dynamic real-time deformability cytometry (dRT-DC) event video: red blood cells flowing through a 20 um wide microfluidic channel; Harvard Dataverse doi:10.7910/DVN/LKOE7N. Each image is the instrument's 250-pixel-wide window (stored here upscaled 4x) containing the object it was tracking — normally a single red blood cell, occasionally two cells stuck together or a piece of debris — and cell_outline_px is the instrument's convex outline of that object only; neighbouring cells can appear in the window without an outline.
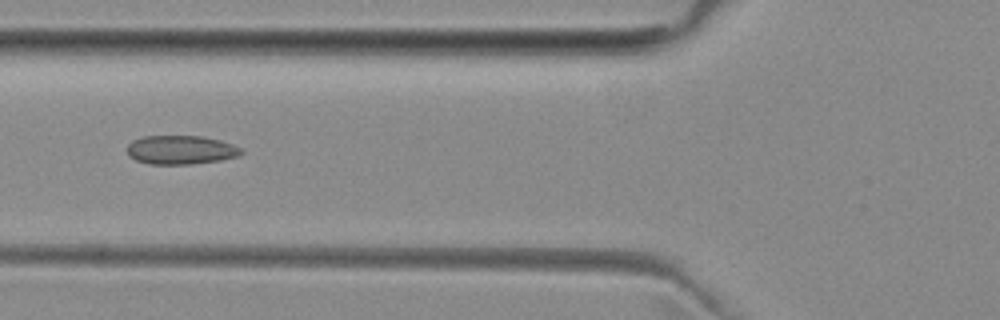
{"species": "common noctule bat (a hibernating species)", "species_latin": "Nyctalus noctula", "temperature_condition": "room temperature", "stored_images_in_passage": 5, "camera_frame_rate_fps": 3000, "um_per_image_px": 0.085, "animal": {"sex": "female", "body_mass_g": 29.2, "forearm_length_mm": 56.3}, "frame": {"image": 1, "passage_image": 5, "time_ms": 4.667, "image_size_px": [1000, 320], "cell_outline_px": [[244, 152], [240, 156], [220, 160], [192, 164], [148, 164], [136, 160], [128, 156], [128, 144], [132, 140], [144, 136], [200, 136], [220, 140], [232, 144], [240, 148]], "centroid_in_image_um": [15.36, 12.74], "position_along_channel_um": 110.4, "area_um2": 19.25}}